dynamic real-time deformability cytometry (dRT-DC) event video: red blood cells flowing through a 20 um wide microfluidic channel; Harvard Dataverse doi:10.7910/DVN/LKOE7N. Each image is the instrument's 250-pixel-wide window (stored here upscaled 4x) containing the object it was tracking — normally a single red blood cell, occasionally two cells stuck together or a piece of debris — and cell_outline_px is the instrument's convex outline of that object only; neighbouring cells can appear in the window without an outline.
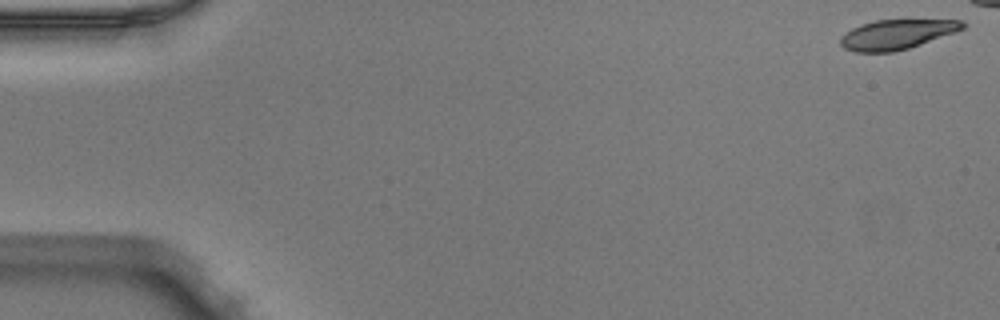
{"species": "Egyptian fruit bat (a non-hibernating species)", "species_latin": "Rousettus aegyptiacus", "temperature_condition": "warm", "stored_images_in_passage": 45, "camera_frame_rate_fps": 3000, "um_per_image_px": 0.085, "animal": {"sex": "male"}, "frame": {"image": 1, "passage_image": 1, "time_ms": 0.0, "image_size_px": [1000, 320], "cell_outline_px": [[968, 24], [964, 28], [956, 32], [908, 48], [892, 52], [852, 52], [844, 48], [840, 44], [840, 36], [852, 28], [860, 24], [876, 20], [960, 20]], "centroid_in_image_um": [76.2, 2.92], "position_along_channel_um": 8.8, "area_um2": 21.15}}
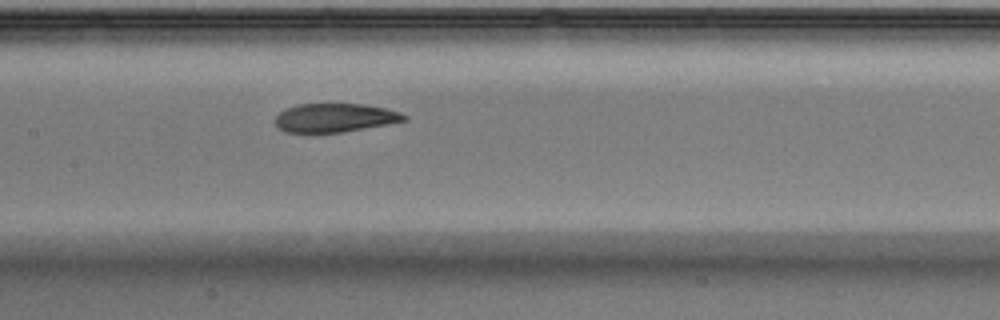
{"frame": {"image": 2, "passage_image": 25, "time_ms": 8.0, "image_size_px": [1000, 320], "cell_outline_px": [[408, 120], [388, 124], [340, 132], [284, 132], [276, 124], [276, 116], [284, 108], [296, 104], [364, 104], [388, 108], [400, 112], [408, 116]], "centroid_in_image_um": [28.49, 9.99], "position_along_channel_um": 178.9, "area_um2": 21.56}}
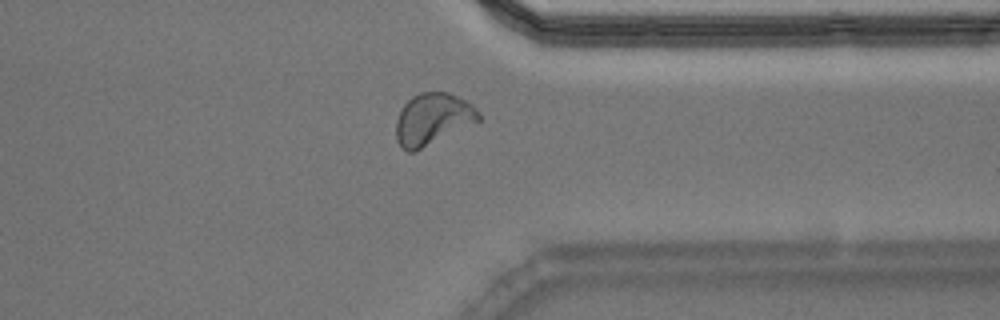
{"frame": {"image": 3, "passage_image": 40, "time_ms": 13.0, "image_size_px": [1000, 320], "cell_outline_px": [[480, 120], [412, 152], [408, 152], [400, 148], [396, 140], [396, 120], [400, 108], [412, 96], [420, 92], [448, 92], [468, 100], [480, 112]], "centroid_in_image_um": [36.75, 10.09], "position_along_channel_um": 374.6, "area_um2": 24.8}}